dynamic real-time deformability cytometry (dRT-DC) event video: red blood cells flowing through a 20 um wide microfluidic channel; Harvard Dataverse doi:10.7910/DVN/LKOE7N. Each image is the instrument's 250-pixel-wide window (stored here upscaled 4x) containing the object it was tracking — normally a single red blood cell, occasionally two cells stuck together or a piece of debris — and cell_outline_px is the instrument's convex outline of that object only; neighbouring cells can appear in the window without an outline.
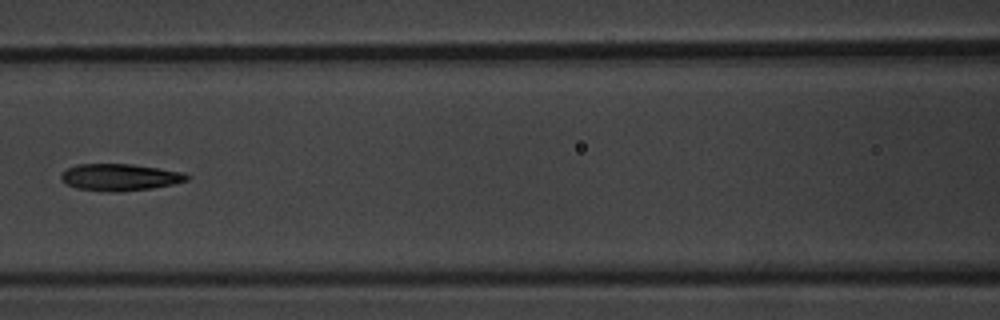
{"species": "common noctule bat (a hibernating species)", "species_latin": "Nyctalus noctula", "temperature_condition": "warm", "stored_images_in_passage": 9, "camera_frame_rate_fps": 3000, "um_per_image_px": 0.085, "animal": {"sex": "male", "body_mass_g": 20.1, "forearm_length_mm": 53.5}, "frame": {"image": 1, "passage_image": 7, "time_ms": 7.0, "image_size_px": [1000, 320], "cell_outline_px": [[192, 176], [188, 180], [172, 184], [152, 188], [116, 192], [112, 192], [76, 188], [64, 184], [60, 180], [60, 176], [68, 168], [76, 164], [132, 164], [160, 168], [184, 172]], "centroid_in_image_um": [10.19, 15.06], "position_along_channel_um": 156.4, "area_um2": 19.83}}
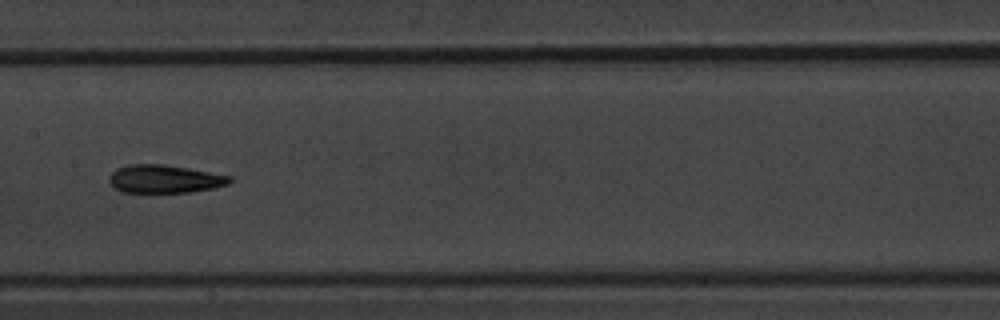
{"frame": {"image": 2, "passage_image": 8, "time_ms": 8.0, "image_size_px": [1000, 320], "cell_outline_px": [[232, 180], [228, 184], [212, 188], [188, 192], [120, 192], [108, 180], [108, 176], [116, 168], [128, 164], [164, 164], [188, 168], [232, 176]], "centroid_in_image_um": [13.96, 15.2], "position_along_channel_um": 193.4, "area_um2": 19.71}}
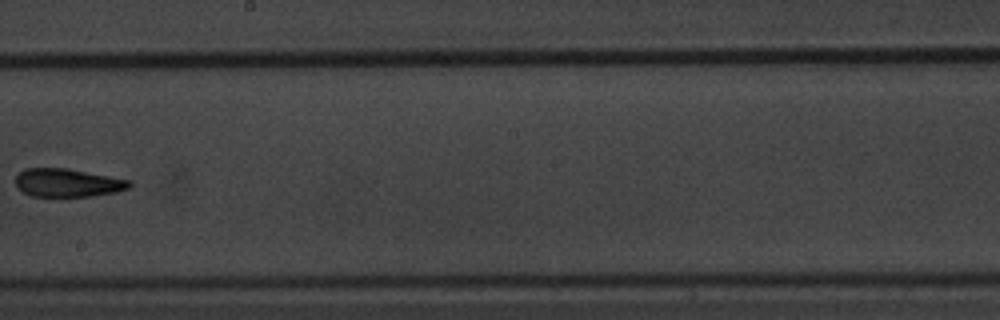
{"frame": {"image": 3, "passage_image": 9, "time_ms": 9.333, "image_size_px": [1000, 320], "cell_outline_px": [[132, 184], [128, 188], [116, 192], [92, 196], [32, 196], [16, 188], [16, 176], [24, 168], [64, 168], [132, 180]], "centroid_in_image_um": [5.74, 15.53], "position_along_channel_um": 242.5, "area_um2": 18.67}}